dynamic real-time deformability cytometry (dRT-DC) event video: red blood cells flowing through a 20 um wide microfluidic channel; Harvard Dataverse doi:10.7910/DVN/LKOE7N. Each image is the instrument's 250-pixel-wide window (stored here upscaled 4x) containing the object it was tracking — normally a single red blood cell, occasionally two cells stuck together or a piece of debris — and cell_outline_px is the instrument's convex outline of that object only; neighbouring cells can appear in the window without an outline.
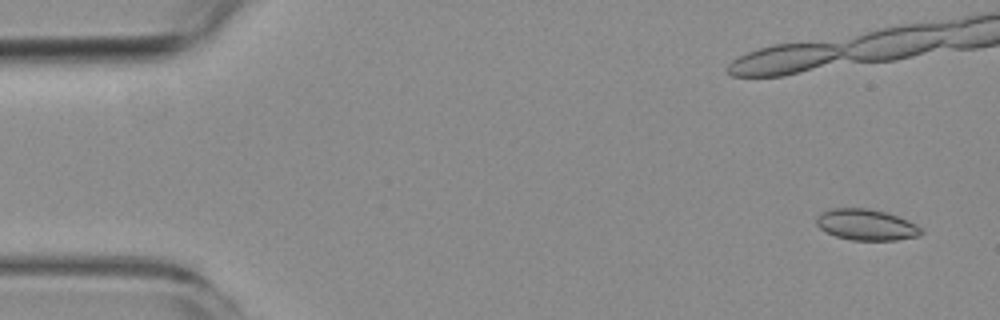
{"species": "common noctule bat (a hibernating species)", "species_latin": "Nyctalus noctula", "temperature_condition": "room temperature", "stored_images_in_passage": 10, "camera_frame_rate_fps": 3000, "um_per_image_px": 0.085, "animal": {"sex": "female", "body_mass_g": 19.3, "forearm_length_mm": 54.1}, "frame": {"image": 1, "passage_image": 1, "time_ms": 0.0, "image_size_px": [1000, 320], "cell_outline_px": [[924, 232], [920, 236], [896, 240], [852, 240], [836, 236], [820, 228], [816, 224], [816, 216], [820, 212], [828, 208], [868, 208], [884, 212], [908, 220], [916, 224]], "centroid_in_image_um": [73.62, 19.1], "position_along_channel_um": 11.4, "area_um2": 19.02}}
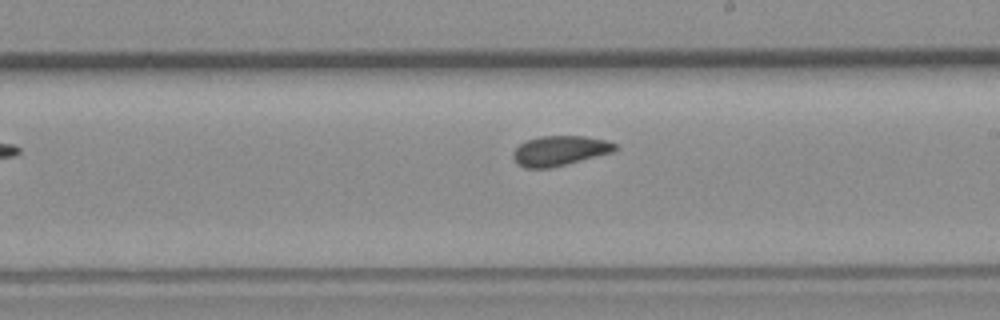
{"frame": {"image": 2, "passage_image": 10, "time_ms": 11.333, "image_size_px": [1000, 320], "cell_outline_px": [[616, 148], [612, 152], [548, 168], [524, 168], [516, 164], [512, 156], [512, 152], [520, 144], [528, 140], [540, 136], [584, 136], [608, 140], [616, 144]], "centroid_in_image_um": [47.53, 12.8], "position_along_channel_um": 241.5, "area_um2": 17.57}}